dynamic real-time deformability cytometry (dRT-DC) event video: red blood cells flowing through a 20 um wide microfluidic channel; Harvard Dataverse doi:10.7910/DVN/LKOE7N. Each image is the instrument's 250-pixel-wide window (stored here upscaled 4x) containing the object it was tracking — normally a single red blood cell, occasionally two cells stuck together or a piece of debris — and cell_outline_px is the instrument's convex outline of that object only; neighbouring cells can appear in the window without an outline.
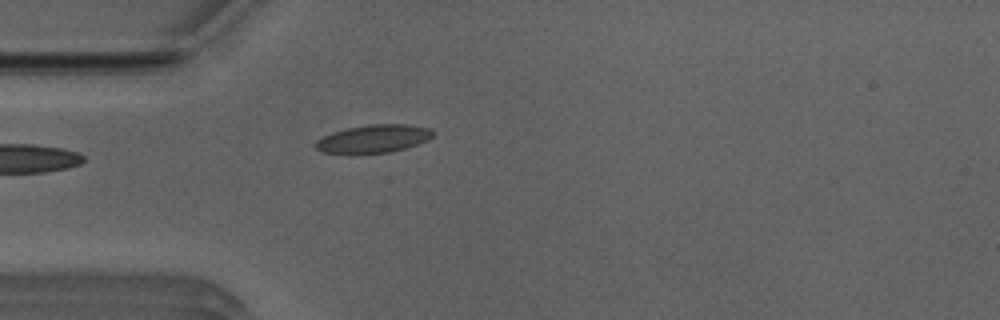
{"species": "Egyptian fruit bat (a non-hibernating species)", "species_latin": "Rousettus aegyptiacus", "temperature_condition": "room temperature", "stored_images_in_passage": 38, "camera_frame_rate_fps": 3000, "um_per_image_px": 0.085, "animal": {"sex": "male"}, "frame": {"image": 1, "passage_image": 1, "time_ms": 0.0, "image_size_px": [1000, 320], "cell_outline_px": [[436, 132], [428, 140], [408, 148], [388, 152], [356, 156], [324, 152], [316, 148], [316, 140], [332, 132], [348, 128], [368, 124], [408, 124], [432, 128]], "centroid_in_image_um": [31.77, 11.82], "position_along_channel_um": 53.2, "area_um2": 19.83}}
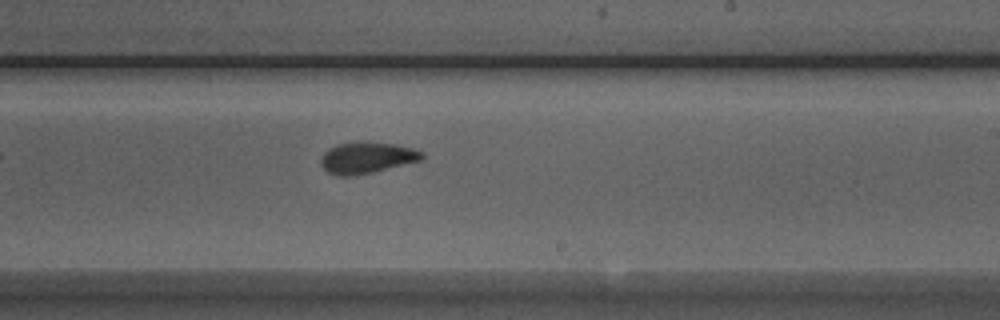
{"frame": {"image": 2, "passage_image": 17, "time_ms": 5.333, "image_size_px": [1000, 320], "cell_outline_px": [[424, 156], [420, 160], [372, 172], [352, 176], [336, 176], [328, 172], [320, 164], [320, 160], [324, 152], [328, 148], [336, 144], [364, 140], [392, 144], [412, 148], [424, 152]], "centroid_in_image_um": [31.13, 13.39], "position_along_channel_um": 257.9, "area_um2": 18.55}}
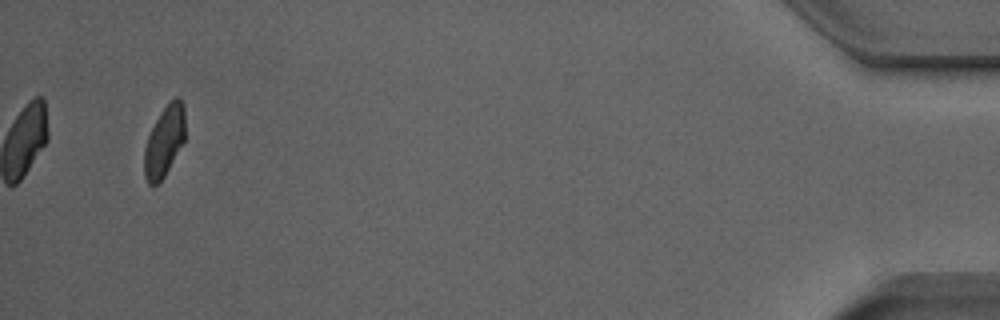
{"frame": {"image": 3, "passage_image": 36, "time_ms": 11.667, "image_size_px": [1000, 320], "cell_outline_px": [[184, 140], [164, 176], [156, 184], [148, 184], [144, 176], [144, 148], [148, 136], [160, 112], [176, 96], [180, 96], [184, 108]], "centroid_in_image_um": [13.95, 11.99], "position_along_channel_um": 421.2, "area_um2": 16.47}, "authors_computed_cell_mechanics": {"area_um2": 18.1492, "velocity_mm_per_s": 3.9444, "shape_relaxation_time_tau1_ms": null, "shape_relaxation_time_tau2_ms": 1.2219, "deformation_change_tau1": null, "deformation_change_tau2": 0.0701}}